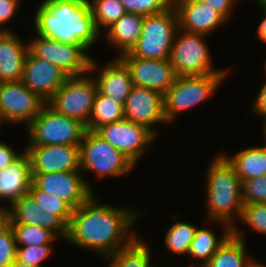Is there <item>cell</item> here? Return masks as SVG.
<instances>
[{
	"label": "cell",
	"instance_id": "43",
	"mask_svg": "<svg viewBox=\"0 0 266 267\" xmlns=\"http://www.w3.org/2000/svg\"><path fill=\"white\" fill-rule=\"evenodd\" d=\"M261 8L264 9L263 18L260 22L257 30L258 38H260L261 41L266 42V6H261Z\"/></svg>",
	"mask_w": 266,
	"mask_h": 267
},
{
	"label": "cell",
	"instance_id": "7",
	"mask_svg": "<svg viewBox=\"0 0 266 267\" xmlns=\"http://www.w3.org/2000/svg\"><path fill=\"white\" fill-rule=\"evenodd\" d=\"M80 171L94 172L95 178L120 176L130 172L134 163L105 141L96 131L85 132L79 145Z\"/></svg>",
	"mask_w": 266,
	"mask_h": 267
},
{
	"label": "cell",
	"instance_id": "24",
	"mask_svg": "<svg viewBox=\"0 0 266 267\" xmlns=\"http://www.w3.org/2000/svg\"><path fill=\"white\" fill-rule=\"evenodd\" d=\"M144 16L126 13L107 29V40L119 49V54L129 52L141 35Z\"/></svg>",
	"mask_w": 266,
	"mask_h": 267
},
{
	"label": "cell",
	"instance_id": "40",
	"mask_svg": "<svg viewBox=\"0 0 266 267\" xmlns=\"http://www.w3.org/2000/svg\"><path fill=\"white\" fill-rule=\"evenodd\" d=\"M21 152H16L10 145L0 141V169L13 162Z\"/></svg>",
	"mask_w": 266,
	"mask_h": 267
},
{
	"label": "cell",
	"instance_id": "42",
	"mask_svg": "<svg viewBox=\"0 0 266 267\" xmlns=\"http://www.w3.org/2000/svg\"><path fill=\"white\" fill-rule=\"evenodd\" d=\"M10 225V208L0 205V231Z\"/></svg>",
	"mask_w": 266,
	"mask_h": 267
},
{
	"label": "cell",
	"instance_id": "11",
	"mask_svg": "<svg viewBox=\"0 0 266 267\" xmlns=\"http://www.w3.org/2000/svg\"><path fill=\"white\" fill-rule=\"evenodd\" d=\"M46 104L22 81L0 84V121L8 124L25 123L26 127Z\"/></svg>",
	"mask_w": 266,
	"mask_h": 267
},
{
	"label": "cell",
	"instance_id": "47",
	"mask_svg": "<svg viewBox=\"0 0 266 267\" xmlns=\"http://www.w3.org/2000/svg\"><path fill=\"white\" fill-rule=\"evenodd\" d=\"M255 1L258 2L259 7L266 6V0H255Z\"/></svg>",
	"mask_w": 266,
	"mask_h": 267
},
{
	"label": "cell",
	"instance_id": "33",
	"mask_svg": "<svg viewBox=\"0 0 266 267\" xmlns=\"http://www.w3.org/2000/svg\"><path fill=\"white\" fill-rule=\"evenodd\" d=\"M127 13L142 16L161 13L173 5V0H121Z\"/></svg>",
	"mask_w": 266,
	"mask_h": 267
},
{
	"label": "cell",
	"instance_id": "46",
	"mask_svg": "<svg viewBox=\"0 0 266 267\" xmlns=\"http://www.w3.org/2000/svg\"><path fill=\"white\" fill-rule=\"evenodd\" d=\"M263 120H264V127H263V134L265 135L264 137H265V145H264V147H266V117H263Z\"/></svg>",
	"mask_w": 266,
	"mask_h": 267
},
{
	"label": "cell",
	"instance_id": "10",
	"mask_svg": "<svg viewBox=\"0 0 266 267\" xmlns=\"http://www.w3.org/2000/svg\"><path fill=\"white\" fill-rule=\"evenodd\" d=\"M97 83L89 73L70 76L47 104L56 112L75 118L86 126L93 111Z\"/></svg>",
	"mask_w": 266,
	"mask_h": 267
},
{
	"label": "cell",
	"instance_id": "27",
	"mask_svg": "<svg viewBox=\"0 0 266 267\" xmlns=\"http://www.w3.org/2000/svg\"><path fill=\"white\" fill-rule=\"evenodd\" d=\"M107 260H110L109 267H153L150 250L138 236Z\"/></svg>",
	"mask_w": 266,
	"mask_h": 267
},
{
	"label": "cell",
	"instance_id": "4",
	"mask_svg": "<svg viewBox=\"0 0 266 267\" xmlns=\"http://www.w3.org/2000/svg\"><path fill=\"white\" fill-rule=\"evenodd\" d=\"M26 129L29 132L26 146H79L87 131L83 122L56 112L47 103Z\"/></svg>",
	"mask_w": 266,
	"mask_h": 267
},
{
	"label": "cell",
	"instance_id": "28",
	"mask_svg": "<svg viewBox=\"0 0 266 267\" xmlns=\"http://www.w3.org/2000/svg\"><path fill=\"white\" fill-rule=\"evenodd\" d=\"M124 119V105L97 91L93 111L86 128L96 131L101 126Z\"/></svg>",
	"mask_w": 266,
	"mask_h": 267
},
{
	"label": "cell",
	"instance_id": "29",
	"mask_svg": "<svg viewBox=\"0 0 266 267\" xmlns=\"http://www.w3.org/2000/svg\"><path fill=\"white\" fill-rule=\"evenodd\" d=\"M196 230L189 222H175L165 233V246L174 254L188 255Z\"/></svg>",
	"mask_w": 266,
	"mask_h": 267
},
{
	"label": "cell",
	"instance_id": "1",
	"mask_svg": "<svg viewBox=\"0 0 266 267\" xmlns=\"http://www.w3.org/2000/svg\"><path fill=\"white\" fill-rule=\"evenodd\" d=\"M94 195L73 210L66 240L107 259L137 236L130 230L139 212L101 204Z\"/></svg>",
	"mask_w": 266,
	"mask_h": 267
},
{
	"label": "cell",
	"instance_id": "31",
	"mask_svg": "<svg viewBox=\"0 0 266 267\" xmlns=\"http://www.w3.org/2000/svg\"><path fill=\"white\" fill-rule=\"evenodd\" d=\"M17 247L29 245L52 244L56 236L48 229L37 225L10 224Z\"/></svg>",
	"mask_w": 266,
	"mask_h": 267
},
{
	"label": "cell",
	"instance_id": "35",
	"mask_svg": "<svg viewBox=\"0 0 266 267\" xmlns=\"http://www.w3.org/2000/svg\"><path fill=\"white\" fill-rule=\"evenodd\" d=\"M240 220L256 232L266 234V203L245 204Z\"/></svg>",
	"mask_w": 266,
	"mask_h": 267
},
{
	"label": "cell",
	"instance_id": "39",
	"mask_svg": "<svg viewBox=\"0 0 266 267\" xmlns=\"http://www.w3.org/2000/svg\"><path fill=\"white\" fill-rule=\"evenodd\" d=\"M204 4H210L212 8H215L227 21L230 15L233 14L234 4L237 0H197Z\"/></svg>",
	"mask_w": 266,
	"mask_h": 267
},
{
	"label": "cell",
	"instance_id": "34",
	"mask_svg": "<svg viewBox=\"0 0 266 267\" xmlns=\"http://www.w3.org/2000/svg\"><path fill=\"white\" fill-rule=\"evenodd\" d=\"M53 244L29 245L17 247L16 260L32 267H42L41 262L47 260L52 253Z\"/></svg>",
	"mask_w": 266,
	"mask_h": 267
},
{
	"label": "cell",
	"instance_id": "8",
	"mask_svg": "<svg viewBox=\"0 0 266 267\" xmlns=\"http://www.w3.org/2000/svg\"><path fill=\"white\" fill-rule=\"evenodd\" d=\"M27 45L33 56L49 61L69 77L85 75L96 70L97 63L86 53L87 49L83 45L67 44L39 34Z\"/></svg>",
	"mask_w": 266,
	"mask_h": 267
},
{
	"label": "cell",
	"instance_id": "23",
	"mask_svg": "<svg viewBox=\"0 0 266 267\" xmlns=\"http://www.w3.org/2000/svg\"><path fill=\"white\" fill-rule=\"evenodd\" d=\"M243 232L240 227H233V234L215 252L203 267H248L252 259H247Z\"/></svg>",
	"mask_w": 266,
	"mask_h": 267
},
{
	"label": "cell",
	"instance_id": "6",
	"mask_svg": "<svg viewBox=\"0 0 266 267\" xmlns=\"http://www.w3.org/2000/svg\"><path fill=\"white\" fill-rule=\"evenodd\" d=\"M227 73L181 75L164 94V116L167 123L185 111L207 100L222 84Z\"/></svg>",
	"mask_w": 266,
	"mask_h": 267
},
{
	"label": "cell",
	"instance_id": "26",
	"mask_svg": "<svg viewBox=\"0 0 266 267\" xmlns=\"http://www.w3.org/2000/svg\"><path fill=\"white\" fill-rule=\"evenodd\" d=\"M232 234L233 228L230 225H225L223 234L219 239H217L216 234L212 230L197 228L188 256L191 255L194 259H200L202 263H198L196 266L193 263L188 267H203Z\"/></svg>",
	"mask_w": 266,
	"mask_h": 267
},
{
	"label": "cell",
	"instance_id": "25",
	"mask_svg": "<svg viewBox=\"0 0 266 267\" xmlns=\"http://www.w3.org/2000/svg\"><path fill=\"white\" fill-rule=\"evenodd\" d=\"M235 168L241 182L266 175V147H250L234 156L224 155Z\"/></svg>",
	"mask_w": 266,
	"mask_h": 267
},
{
	"label": "cell",
	"instance_id": "21",
	"mask_svg": "<svg viewBox=\"0 0 266 267\" xmlns=\"http://www.w3.org/2000/svg\"><path fill=\"white\" fill-rule=\"evenodd\" d=\"M93 78L99 93L125 105L134 84L128 67L120 58L107 63Z\"/></svg>",
	"mask_w": 266,
	"mask_h": 267
},
{
	"label": "cell",
	"instance_id": "36",
	"mask_svg": "<svg viewBox=\"0 0 266 267\" xmlns=\"http://www.w3.org/2000/svg\"><path fill=\"white\" fill-rule=\"evenodd\" d=\"M243 204L266 203V175L242 182Z\"/></svg>",
	"mask_w": 266,
	"mask_h": 267
},
{
	"label": "cell",
	"instance_id": "30",
	"mask_svg": "<svg viewBox=\"0 0 266 267\" xmlns=\"http://www.w3.org/2000/svg\"><path fill=\"white\" fill-rule=\"evenodd\" d=\"M88 3L96 29L99 32L101 26L107 29L121 16L127 13L121 0H93L92 2L88 0Z\"/></svg>",
	"mask_w": 266,
	"mask_h": 267
},
{
	"label": "cell",
	"instance_id": "13",
	"mask_svg": "<svg viewBox=\"0 0 266 267\" xmlns=\"http://www.w3.org/2000/svg\"><path fill=\"white\" fill-rule=\"evenodd\" d=\"M81 171L32 174V184L39 190L57 196L73 210L86 202L95 192Z\"/></svg>",
	"mask_w": 266,
	"mask_h": 267
},
{
	"label": "cell",
	"instance_id": "38",
	"mask_svg": "<svg viewBox=\"0 0 266 267\" xmlns=\"http://www.w3.org/2000/svg\"><path fill=\"white\" fill-rule=\"evenodd\" d=\"M20 0H0V31L10 32L2 25L9 22L15 16L19 8ZM3 27V28H2Z\"/></svg>",
	"mask_w": 266,
	"mask_h": 267
},
{
	"label": "cell",
	"instance_id": "18",
	"mask_svg": "<svg viewBox=\"0 0 266 267\" xmlns=\"http://www.w3.org/2000/svg\"><path fill=\"white\" fill-rule=\"evenodd\" d=\"M173 6L177 11L179 29L185 32L209 35L227 21L210 4L197 0H173Z\"/></svg>",
	"mask_w": 266,
	"mask_h": 267
},
{
	"label": "cell",
	"instance_id": "14",
	"mask_svg": "<svg viewBox=\"0 0 266 267\" xmlns=\"http://www.w3.org/2000/svg\"><path fill=\"white\" fill-rule=\"evenodd\" d=\"M128 67L135 86L156 90L163 95L174 83L176 73L170 60L133 57L129 52L119 55Z\"/></svg>",
	"mask_w": 266,
	"mask_h": 267
},
{
	"label": "cell",
	"instance_id": "41",
	"mask_svg": "<svg viewBox=\"0 0 266 267\" xmlns=\"http://www.w3.org/2000/svg\"><path fill=\"white\" fill-rule=\"evenodd\" d=\"M254 106L252 107V112L254 111L259 116L266 117V79L262 85L258 95L255 99Z\"/></svg>",
	"mask_w": 266,
	"mask_h": 267
},
{
	"label": "cell",
	"instance_id": "9",
	"mask_svg": "<svg viewBox=\"0 0 266 267\" xmlns=\"http://www.w3.org/2000/svg\"><path fill=\"white\" fill-rule=\"evenodd\" d=\"M205 37L178 29L169 58L177 76L228 73L227 69L216 70L212 67L210 51L203 39Z\"/></svg>",
	"mask_w": 266,
	"mask_h": 267
},
{
	"label": "cell",
	"instance_id": "2",
	"mask_svg": "<svg viewBox=\"0 0 266 267\" xmlns=\"http://www.w3.org/2000/svg\"><path fill=\"white\" fill-rule=\"evenodd\" d=\"M34 16L36 34L67 44H95L100 32L88 0H43ZM90 47V48H89Z\"/></svg>",
	"mask_w": 266,
	"mask_h": 267
},
{
	"label": "cell",
	"instance_id": "12",
	"mask_svg": "<svg viewBox=\"0 0 266 267\" xmlns=\"http://www.w3.org/2000/svg\"><path fill=\"white\" fill-rule=\"evenodd\" d=\"M96 132L134 164L146 153L149 143L156 139V135L147 127L125 118L105 124Z\"/></svg>",
	"mask_w": 266,
	"mask_h": 267
},
{
	"label": "cell",
	"instance_id": "5",
	"mask_svg": "<svg viewBox=\"0 0 266 267\" xmlns=\"http://www.w3.org/2000/svg\"><path fill=\"white\" fill-rule=\"evenodd\" d=\"M178 29L173 5L161 13L144 16L141 35L129 53L138 58L167 60Z\"/></svg>",
	"mask_w": 266,
	"mask_h": 267
},
{
	"label": "cell",
	"instance_id": "22",
	"mask_svg": "<svg viewBox=\"0 0 266 267\" xmlns=\"http://www.w3.org/2000/svg\"><path fill=\"white\" fill-rule=\"evenodd\" d=\"M27 53V43L17 34L10 31L0 35V84L22 81Z\"/></svg>",
	"mask_w": 266,
	"mask_h": 267
},
{
	"label": "cell",
	"instance_id": "44",
	"mask_svg": "<svg viewBox=\"0 0 266 267\" xmlns=\"http://www.w3.org/2000/svg\"><path fill=\"white\" fill-rule=\"evenodd\" d=\"M10 267H32V266L25 264L21 261L15 260V262Z\"/></svg>",
	"mask_w": 266,
	"mask_h": 267
},
{
	"label": "cell",
	"instance_id": "37",
	"mask_svg": "<svg viewBox=\"0 0 266 267\" xmlns=\"http://www.w3.org/2000/svg\"><path fill=\"white\" fill-rule=\"evenodd\" d=\"M17 244L9 225L0 231V267H10L16 260Z\"/></svg>",
	"mask_w": 266,
	"mask_h": 267
},
{
	"label": "cell",
	"instance_id": "45",
	"mask_svg": "<svg viewBox=\"0 0 266 267\" xmlns=\"http://www.w3.org/2000/svg\"><path fill=\"white\" fill-rule=\"evenodd\" d=\"M248 267H266L262 263L256 262V260H253L251 264Z\"/></svg>",
	"mask_w": 266,
	"mask_h": 267
},
{
	"label": "cell",
	"instance_id": "15",
	"mask_svg": "<svg viewBox=\"0 0 266 267\" xmlns=\"http://www.w3.org/2000/svg\"><path fill=\"white\" fill-rule=\"evenodd\" d=\"M124 118L147 127L157 136L158 132L153 124H167L164 116V95L156 90L134 85L124 105Z\"/></svg>",
	"mask_w": 266,
	"mask_h": 267
},
{
	"label": "cell",
	"instance_id": "17",
	"mask_svg": "<svg viewBox=\"0 0 266 267\" xmlns=\"http://www.w3.org/2000/svg\"><path fill=\"white\" fill-rule=\"evenodd\" d=\"M68 77L59 67L45 59L33 56L28 51L24 63L22 82L46 103Z\"/></svg>",
	"mask_w": 266,
	"mask_h": 267
},
{
	"label": "cell",
	"instance_id": "48",
	"mask_svg": "<svg viewBox=\"0 0 266 267\" xmlns=\"http://www.w3.org/2000/svg\"><path fill=\"white\" fill-rule=\"evenodd\" d=\"M264 68H265V74H266V60H265V62H264Z\"/></svg>",
	"mask_w": 266,
	"mask_h": 267
},
{
	"label": "cell",
	"instance_id": "32",
	"mask_svg": "<svg viewBox=\"0 0 266 267\" xmlns=\"http://www.w3.org/2000/svg\"><path fill=\"white\" fill-rule=\"evenodd\" d=\"M28 193L46 212L58 215L67 225H69L73 209L65 201L57 196L37 189L33 184H31Z\"/></svg>",
	"mask_w": 266,
	"mask_h": 267
},
{
	"label": "cell",
	"instance_id": "19",
	"mask_svg": "<svg viewBox=\"0 0 266 267\" xmlns=\"http://www.w3.org/2000/svg\"><path fill=\"white\" fill-rule=\"evenodd\" d=\"M9 208L10 224L37 225L66 240L68 225L58 215L46 212L29 193L23 195Z\"/></svg>",
	"mask_w": 266,
	"mask_h": 267
},
{
	"label": "cell",
	"instance_id": "3",
	"mask_svg": "<svg viewBox=\"0 0 266 267\" xmlns=\"http://www.w3.org/2000/svg\"><path fill=\"white\" fill-rule=\"evenodd\" d=\"M206 174L208 218L233 228L235 220L240 221L244 207L242 182L233 165L220 153L209 164Z\"/></svg>",
	"mask_w": 266,
	"mask_h": 267
},
{
	"label": "cell",
	"instance_id": "20",
	"mask_svg": "<svg viewBox=\"0 0 266 267\" xmlns=\"http://www.w3.org/2000/svg\"><path fill=\"white\" fill-rule=\"evenodd\" d=\"M31 184V161L23 149L13 162L0 169V199L8 200L11 206L23 195L28 194Z\"/></svg>",
	"mask_w": 266,
	"mask_h": 267
},
{
	"label": "cell",
	"instance_id": "16",
	"mask_svg": "<svg viewBox=\"0 0 266 267\" xmlns=\"http://www.w3.org/2000/svg\"><path fill=\"white\" fill-rule=\"evenodd\" d=\"M32 174L80 171L79 146L40 145L24 148Z\"/></svg>",
	"mask_w": 266,
	"mask_h": 267
}]
</instances>
